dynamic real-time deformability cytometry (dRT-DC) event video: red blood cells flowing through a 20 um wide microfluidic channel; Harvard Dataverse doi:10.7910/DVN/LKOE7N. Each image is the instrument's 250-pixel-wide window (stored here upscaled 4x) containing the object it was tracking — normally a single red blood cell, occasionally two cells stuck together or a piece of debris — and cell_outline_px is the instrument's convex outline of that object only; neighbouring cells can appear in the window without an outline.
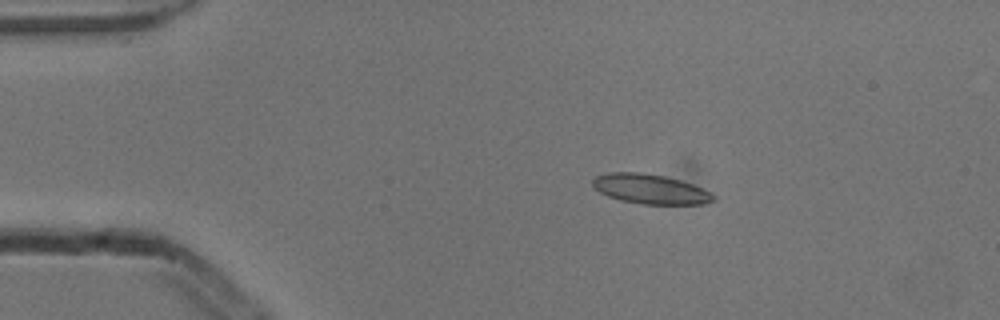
{"species": "common noctule bat (a hibernating species)", "species_latin": "Nyctalus noctula", "temperature_condition": "cold", "stored_images_in_passage": 8, "camera_frame_rate_fps": 3000, "um_per_image_px": 0.085, "animal": {"sex": "male", "body_mass_g": 13.3}, "frame": {"image": 1, "passage_image": 3, "time_ms": 0.667, "image_size_px": [1000, 320], "cell_outline_px": [[716, 200], [704, 204], [640, 204], [620, 200], [608, 196], [600, 192], [592, 184], [592, 180], [596, 176], [608, 172], [640, 172], [664, 176], [680, 180], [692, 184], [716, 196]], "centroid_in_image_um": [55.26, 16.07], "position_along_channel_um": 29.7, "area_um2": 20.81}}
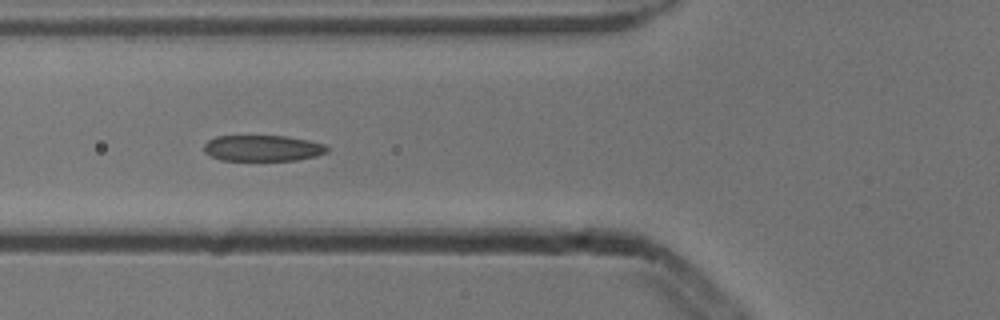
{"frame": {"image": 2, "passage_image": 6, "time_ms": 1.667, "image_size_px": [1000, 320], "cell_outline_px": [[328, 152], [316, 156], [296, 160], [220, 160], [204, 152], [204, 144], [208, 140], [216, 136], [284, 136], [308, 140], [328, 144]], "centroid_in_image_um": [22.35, 12.59], "position_along_channel_um": 103.4, "area_um2": 18.73}}
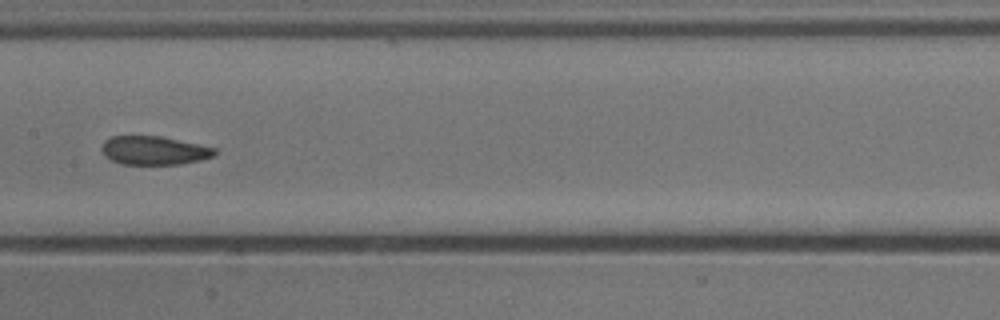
{"frame": {"image": 3, "passage_image": 8, "time_ms": 2.333, "image_size_px": [1000, 320], "cell_outline_px": [[216, 152], [212, 156], [200, 160], [180, 164], [124, 164], [112, 160], [104, 156], [104, 140], [112, 136], [160, 136], [200, 144], [216, 148]], "centroid_in_image_um": [13.12, 12.78], "position_along_channel_um": 194.3, "area_um2": 18.61}}